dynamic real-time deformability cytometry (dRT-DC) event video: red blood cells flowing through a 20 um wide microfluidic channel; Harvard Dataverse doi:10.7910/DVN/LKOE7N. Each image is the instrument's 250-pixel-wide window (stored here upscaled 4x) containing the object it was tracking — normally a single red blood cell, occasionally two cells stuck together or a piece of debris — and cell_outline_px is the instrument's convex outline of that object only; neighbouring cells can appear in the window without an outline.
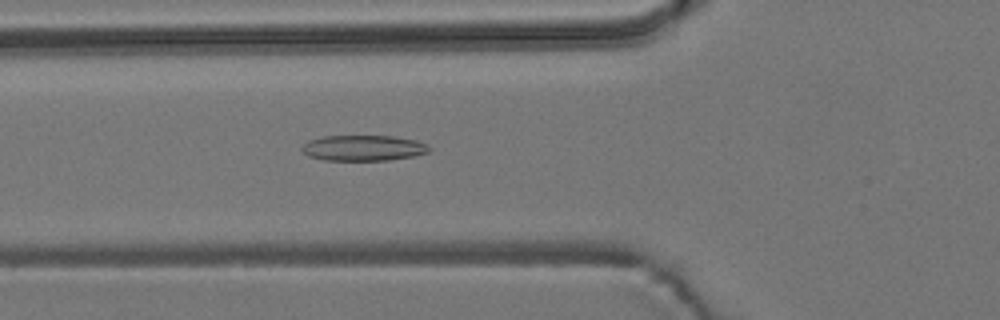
{"species": "common noctule bat (a hibernating species)", "species_latin": "Nyctalus noctula", "temperature_condition": "room temperature", "stored_images_in_passage": 50, "camera_frame_rate_fps": 3000, "um_per_image_px": 0.085, "animal": {"sex": "male", "body_mass_g": 19.2, "forearm_length_mm": 51.8}, "frame": {"image": 1, "passage_image": 19, "time_ms": 6.0, "image_size_px": [1000, 320], "cell_outline_px": [[432, 148], [428, 152], [416, 156], [388, 160], [324, 160], [308, 156], [300, 148], [308, 140], [324, 136], [396, 136], [416, 140]], "centroid_in_image_um": [30.89, 12.58], "position_along_channel_um": 94.9, "area_um2": 19.07}}
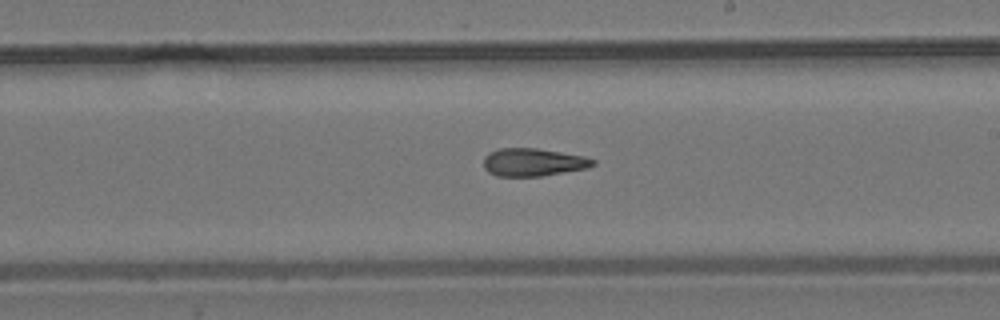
{"frame": {"image": 2, "passage_image": 31, "time_ms": 10.0, "image_size_px": [1000, 320], "cell_outline_px": [[596, 164], [588, 168], [540, 176], [496, 176], [488, 172], [484, 168], [484, 156], [488, 152], [500, 148], [536, 148], [584, 156], [596, 160]], "centroid_in_image_um": [45.31, 13.79], "position_along_channel_um": 243.7, "area_um2": 17.8}}
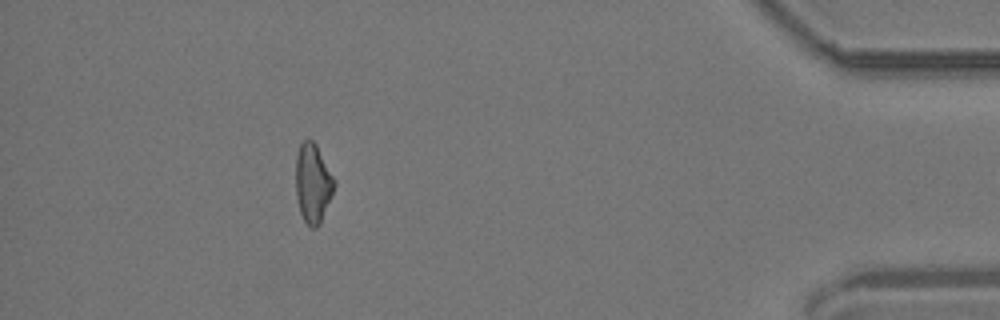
{"frame": {"image": 3, "passage_image": 49, "time_ms": 16.0, "image_size_px": [1000, 320], "cell_outline_px": [[336, 184], [320, 224], [316, 228], [312, 228], [304, 220], [300, 212], [296, 196], [296, 156], [300, 144], [304, 140], [312, 140], [316, 144], [336, 180]], "centroid_in_image_um": [26.6, 15.57], "position_along_channel_um": 408.6, "area_um2": 17.74}}